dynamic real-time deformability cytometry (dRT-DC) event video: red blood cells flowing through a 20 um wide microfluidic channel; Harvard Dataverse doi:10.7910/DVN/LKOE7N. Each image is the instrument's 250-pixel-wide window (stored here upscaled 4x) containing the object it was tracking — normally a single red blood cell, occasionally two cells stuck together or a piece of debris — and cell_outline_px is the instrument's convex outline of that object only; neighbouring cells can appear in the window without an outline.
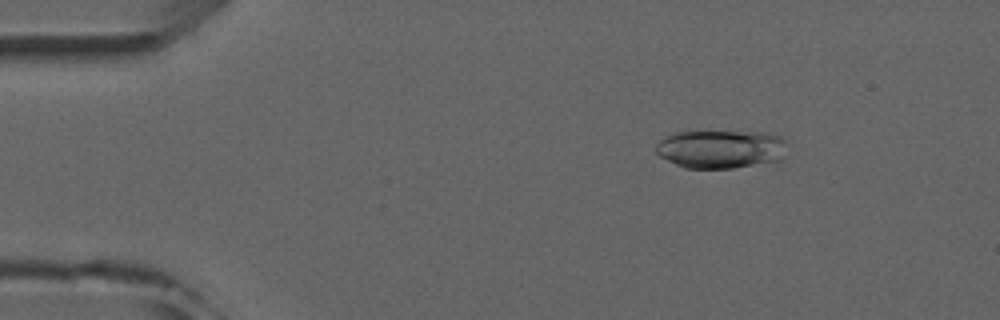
{"species": "common noctule bat (a hibernating species)", "species_latin": "Nyctalus noctula", "temperature_condition": "room temperature", "stored_images_in_passage": 6, "camera_frame_rate_fps": 3000, "um_per_image_px": 0.085, "animal": {"sex": "male", "forearm_length_mm": 52.5}, "frame": {"image": 1, "passage_image": 2, "time_ms": 1.333, "image_size_px": [1000, 320], "cell_outline_px": [[784, 140], [780, 160], [732, 168], [684, 168], [660, 156], [656, 152], [656, 144], [664, 136], [676, 132], [764, 132], [780, 136]], "centroid_in_image_um": [61.2, 12.67], "position_along_channel_um": 23.8, "area_um2": 28.9}}
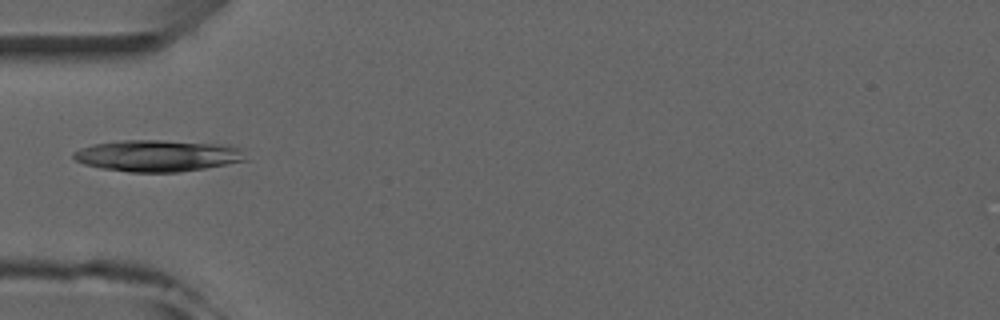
{"frame": {"image": 2, "passage_image": 4, "time_ms": 4.333, "image_size_px": [1000, 320], "cell_outline_px": [[248, 160], [204, 168], [176, 172], [128, 172], [100, 168], [84, 164], [76, 160], [72, 156], [72, 152], [80, 148], [92, 144], [120, 140], [160, 140], [228, 144], [240, 148]], "centroid_in_image_um": [13.38, 13.22], "position_along_channel_um": 71.6, "area_um2": 31.85}}
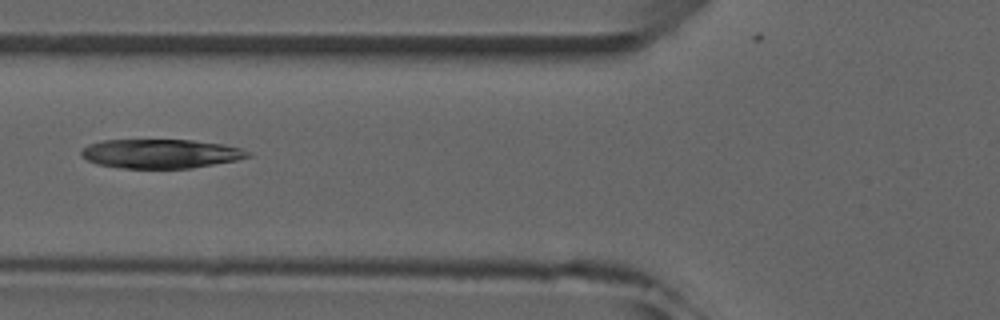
{"frame": {"image": 3, "passage_image": 5, "time_ms": 5.333, "image_size_px": [1000, 320], "cell_outline_px": [[252, 156], [236, 160], [192, 168], [124, 168], [96, 164], [88, 160], [80, 152], [88, 144], [104, 140], [192, 140], [224, 144], [240, 148], [252, 152]], "centroid_in_image_um": [13.7, 13.06], "position_along_channel_um": 112.1, "area_um2": 28.21}}